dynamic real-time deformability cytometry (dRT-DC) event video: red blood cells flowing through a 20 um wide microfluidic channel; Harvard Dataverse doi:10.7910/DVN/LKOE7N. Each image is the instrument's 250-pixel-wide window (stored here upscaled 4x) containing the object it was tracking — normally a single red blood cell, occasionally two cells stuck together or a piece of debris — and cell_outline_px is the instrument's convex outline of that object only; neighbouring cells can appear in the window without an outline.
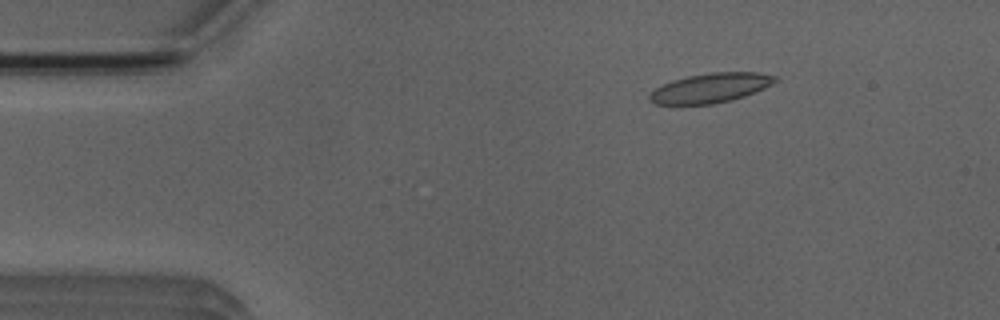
{"species": "Egyptian fruit bat (a non-hibernating species)", "species_latin": "Rousettus aegyptiacus", "temperature_condition": "room temperature", "stored_images_in_passage": 4, "camera_frame_rate_fps": 3000, "um_per_image_px": 0.085, "animal": {"sex": "male"}, "frame": {"image": 1, "passage_image": 3, "time_ms": 2.0, "image_size_px": [1000, 320], "cell_outline_px": [[780, 80], [764, 88], [744, 96], [732, 100], [712, 104], [656, 104], [648, 100], [648, 96], [656, 88], [672, 80], [688, 76], [712, 72], [756, 72], [776, 76]], "centroid_in_image_um": [60.42, 7.47], "position_along_channel_um": 24.6, "area_um2": 21.5}}